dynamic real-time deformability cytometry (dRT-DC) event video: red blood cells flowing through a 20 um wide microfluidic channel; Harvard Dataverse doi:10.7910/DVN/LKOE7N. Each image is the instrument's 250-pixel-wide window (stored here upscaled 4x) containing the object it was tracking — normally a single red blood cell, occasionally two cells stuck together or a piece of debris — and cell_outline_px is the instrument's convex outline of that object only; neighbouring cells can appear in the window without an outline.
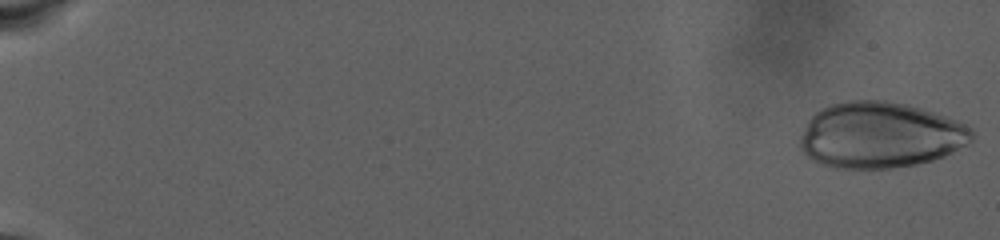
{"species": "human", "species_latin": "Homo sapiens", "temperature_condition": "warm", "stored_images_in_passage": 91, "camera_frame_rate_fps": 3000, "um_per_image_px": 0.085, "donor": {"sex": "male"}, "frame": {"image": 1, "passage_image": 1, "time_ms": 0.0, "image_size_px": [1000, 240], "cell_outline_px": [[976, 136], [968, 144], [944, 156], [932, 160], [916, 164], [892, 168], [852, 172], [832, 168], [820, 164], [812, 160], [800, 148], [800, 136], [808, 120], [816, 112], [832, 104], [844, 100], [884, 100], [908, 104], [956, 120], [972, 128]], "centroid_in_image_um": [74.79, 11.52], "position_along_channel_um": 10.2, "area_um2": 67.11}}
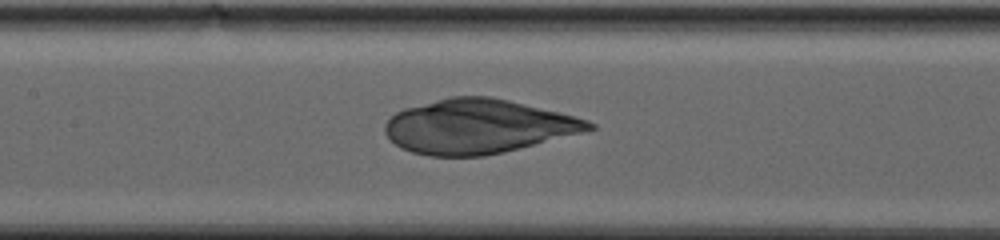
{"frame": {"image": 2, "passage_image": 48, "time_ms": 15.667, "image_size_px": [1000, 240], "cell_outline_px": [[596, 128], [504, 152], [484, 156], [428, 156], [412, 152], [400, 148], [384, 132], [384, 124], [396, 112], [404, 108], [452, 96], [492, 96], [560, 112], [588, 120], [596, 124]], "centroid_in_image_um": [40.6, 10.74], "position_along_channel_um": 166.8, "area_um2": 64.1}}
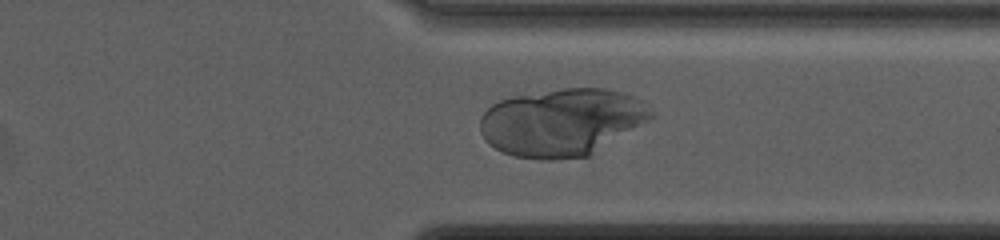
{"frame": {"image": 3, "passage_image": 73, "time_ms": 24.0, "image_size_px": [1000, 240], "cell_outline_px": [[652, 116], [648, 120], [588, 156], [556, 160], [540, 160], [512, 156], [488, 144], [484, 140], [480, 132], [480, 116], [492, 104], [500, 100], [512, 96], [564, 88], [604, 88], [624, 92], [648, 104], [652, 112]], "centroid_in_image_um": [47.71, 10.39], "position_along_channel_um": 363.7, "area_um2": 67.22}}